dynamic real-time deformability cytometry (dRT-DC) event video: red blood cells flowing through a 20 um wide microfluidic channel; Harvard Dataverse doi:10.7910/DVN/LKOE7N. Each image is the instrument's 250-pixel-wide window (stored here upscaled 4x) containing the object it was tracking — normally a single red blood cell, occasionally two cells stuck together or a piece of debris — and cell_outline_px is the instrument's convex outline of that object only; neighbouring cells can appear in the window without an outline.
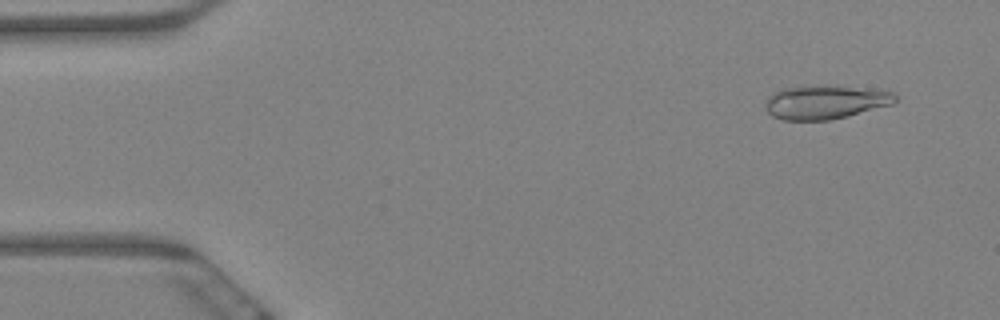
{"species": "Egyptian fruit bat (a non-hibernating species)", "species_latin": "Rousettus aegyptiacus", "temperature_condition": "warm", "stored_images_in_passage": 62, "camera_frame_rate_fps": 3000, "um_per_image_px": 0.085, "animal": {"sex": "female"}, "frame": {"image": 1, "passage_image": 5, "time_ms": 1.333, "image_size_px": [1000, 320], "cell_outline_px": [[896, 100], [892, 104], [848, 116], [828, 120], [784, 120], [772, 116], [764, 108], [764, 104], [768, 96], [780, 88], [832, 84], [896, 92]], "centroid_in_image_um": [70.13, 8.66], "position_along_channel_um": 14.9, "area_um2": 25.95}}
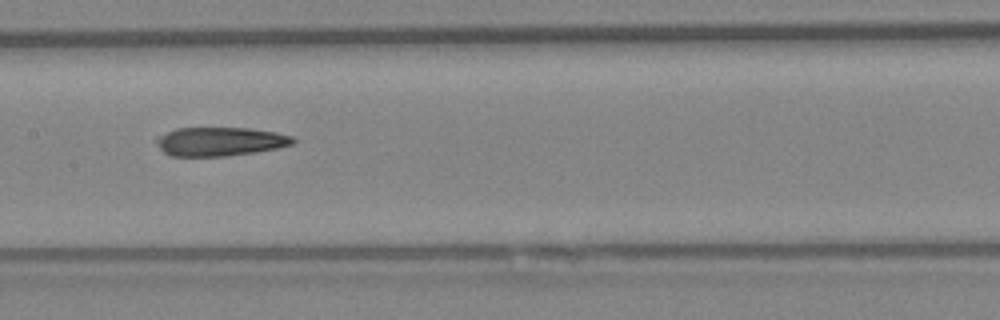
{"frame": {"image": 2, "passage_image": 31, "time_ms": 10.0, "image_size_px": [1000, 320], "cell_outline_px": [[296, 140], [292, 144], [276, 148], [256, 152], [224, 156], [172, 156], [164, 152], [160, 148], [156, 140], [156, 136], [176, 128], [252, 128], [276, 132], [296, 136]], "centroid_in_image_um": [18.73, 12.02], "position_along_channel_um": 188.7, "area_um2": 23.0}}
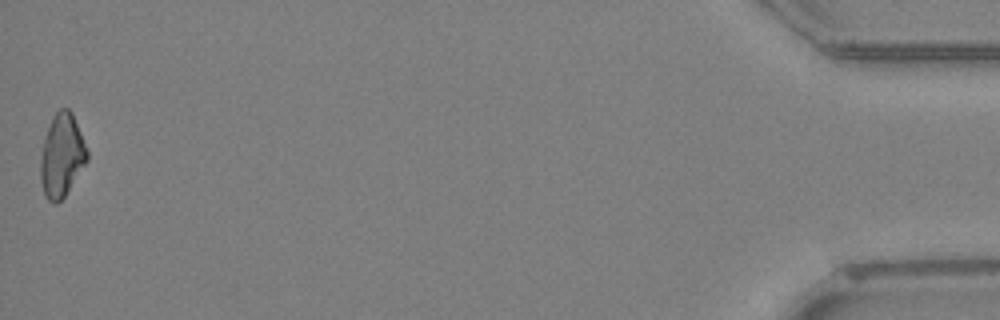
{"frame": {"image": 3, "passage_image": 62, "time_ms": 20.333, "image_size_px": [1000, 320], "cell_outline_px": [[88, 160], [64, 196], [56, 204], [52, 204], [44, 196], [40, 180], [40, 160], [44, 140], [52, 116], [60, 108], [68, 108], [72, 112], [88, 152]], "centroid_in_image_um": [5.23, 13.23], "position_along_channel_um": 430.0, "area_um2": 22.43}, "authors_computed_cell_mechanics": {"area_um2": 23.8136, "velocity_mm_per_s": 3.276, "shape_relaxation_time_tau1_ms": null, "shape_relaxation_time_tau2_ms": 3.5798, "deformation_change_tau1": null, "deformation_change_tau2": 0.1258}}